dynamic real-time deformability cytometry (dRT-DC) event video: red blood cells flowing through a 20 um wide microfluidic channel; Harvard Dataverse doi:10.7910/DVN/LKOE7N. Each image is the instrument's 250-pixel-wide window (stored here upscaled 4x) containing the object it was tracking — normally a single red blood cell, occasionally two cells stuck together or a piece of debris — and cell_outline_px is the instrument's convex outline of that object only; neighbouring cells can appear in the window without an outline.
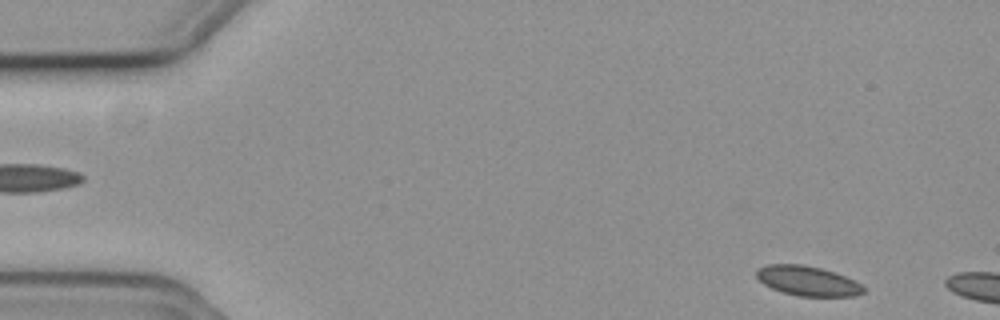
{"species": "common noctule bat (a hibernating species)", "species_latin": "Nyctalus noctula", "temperature_condition": "cold", "stored_images_in_passage": 7, "camera_frame_rate_fps": 3000, "um_per_image_px": 0.085, "animal": {"sex": "female", "body_mass_g": 19.3, "forearm_length_mm": 54.1}, "frame": {"image": 1, "passage_image": 2, "time_ms": 0.333, "image_size_px": [1000, 320], "cell_outline_px": [[864, 292], [856, 296], [796, 296], [772, 288], [764, 284], [756, 276], [756, 268], [768, 264], [804, 264], [820, 268], [856, 280], [864, 288]], "centroid_in_image_um": [68.63, 23.87], "position_along_channel_um": 16.4, "area_um2": 18.5}}